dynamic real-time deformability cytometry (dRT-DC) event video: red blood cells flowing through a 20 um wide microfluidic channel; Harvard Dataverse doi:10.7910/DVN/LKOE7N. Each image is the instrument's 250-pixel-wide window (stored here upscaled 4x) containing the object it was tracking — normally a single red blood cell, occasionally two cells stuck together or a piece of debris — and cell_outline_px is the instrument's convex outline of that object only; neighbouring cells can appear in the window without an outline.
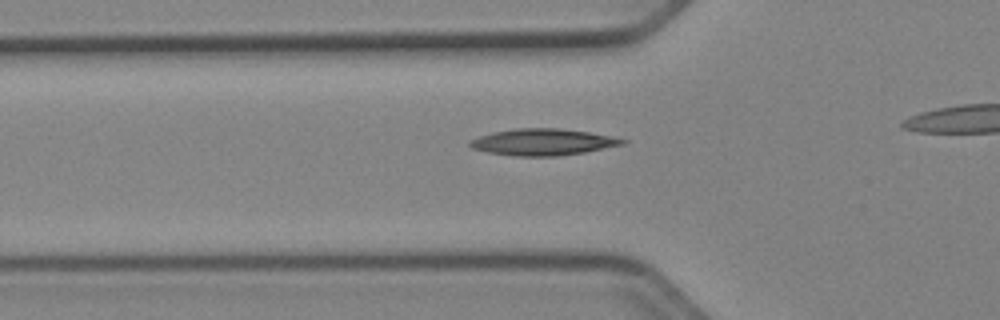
{"species": "Egyptian fruit bat (a non-hibernating species)", "species_latin": "Rousettus aegyptiacus", "temperature_condition": "cold", "stored_images_in_passage": 38, "camera_frame_rate_fps": 3000, "um_per_image_px": 0.085, "animal": {"sex": "female"}, "frame": {"image": 1, "passage_image": 13, "time_ms": 4.0, "image_size_px": [1000, 320], "cell_outline_px": [[628, 140], [624, 144], [584, 152], [560, 156], [512, 156], [488, 152], [472, 148], [468, 144], [468, 140], [492, 132], [516, 128], [560, 128], [588, 132], [612, 136]], "centroid_in_image_um": [46.12, 12.07], "position_along_channel_um": 79.7, "area_um2": 23.64}}
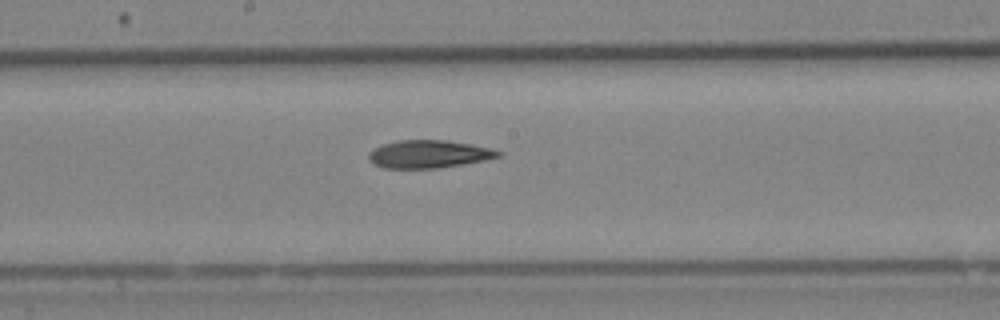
{"frame": {"image": 2, "passage_image": 23, "time_ms": 7.333, "image_size_px": [1000, 320], "cell_outline_px": [[500, 156], [484, 160], [440, 168], [384, 168], [372, 164], [368, 160], [368, 152], [384, 144], [400, 140], [444, 140], [468, 144], [488, 148], [500, 152]], "centroid_in_image_um": [36.37, 13.11], "position_along_channel_um": 211.8, "area_um2": 20.69}}
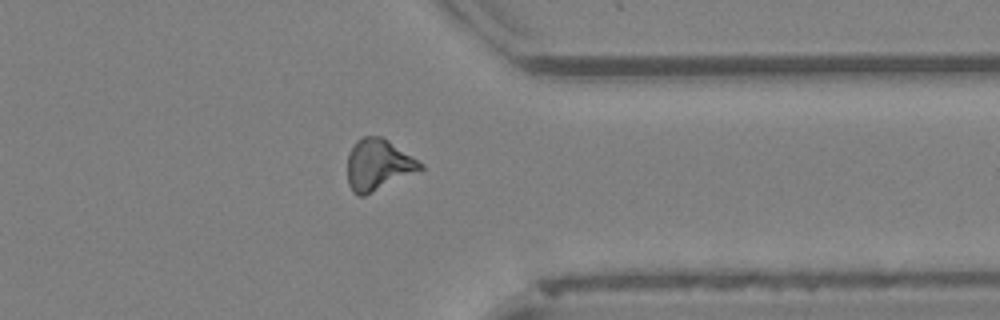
{"frame": {"image": 3, "passage_image": 36, "time_ms": 11.667, "image_size_px": [1000, 320], "cell_outline_px": [[424, 168], [364, 196], [356, 196], [352, 192], [348, 184], [348, 152], [356, 140], [364, 136], [384, 136], [424, 164]], "centroid_in_image_um": [32.13, 13.99], "position_along_channel_um": 379.3, "area_um2": 21.85}}